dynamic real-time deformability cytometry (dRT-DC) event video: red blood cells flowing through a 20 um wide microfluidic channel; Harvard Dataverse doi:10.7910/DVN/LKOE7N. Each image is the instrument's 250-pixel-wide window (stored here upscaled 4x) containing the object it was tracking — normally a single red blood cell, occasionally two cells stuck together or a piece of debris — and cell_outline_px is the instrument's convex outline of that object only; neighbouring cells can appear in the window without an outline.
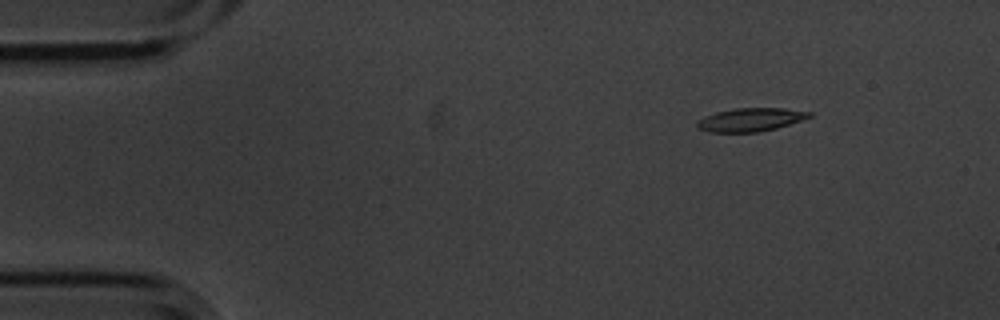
{"species": "common noctule bat (a hibernating species)", "species_latin": "Nyctalus noctula", "temperature_condition": "cold", "stored_images_in_passage": 5, "camera_frame_rate_fps": 3000, "um_per_image_px": 0.085, "animal": {"sex": "male", "body_mass_g": 20.1, "forearm_length_mm": 53.5}, "frame": {"image": 1, "passage_image": 2, "time_ms": 0.333, "image_size_px": [1000, 320], "cell_outline_px": [[812, 116], [776, 128], [760, 132], [708, 132], [696, 128], [696, 120], [704, 116], [716, 112], [736, 108], [784, 108], [812, 112]], "centroid_in_image_um": [63.74, 10.17], "position_along_channel_um": 21.3, "area_um2": 15.32}}
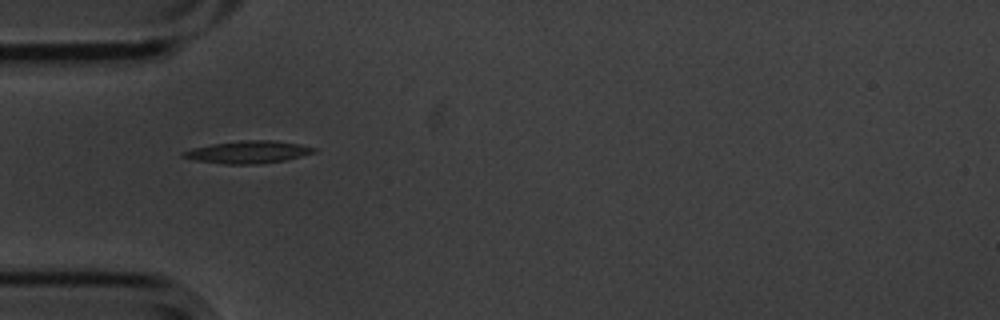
{"frame": {"image": 2, "passage_image": 4, "time_ms": 1.0, "image_size_px": [1000, 320], "cell_outline_px": [[316, 152], [284, 160], [260, 164], [224, 164], [196, 160], [180, 156], [180, 152], [192, 148], [212, 144], [240, 140], [276, 140], [300, 144], [316, 148]], "centroid_in_image_um": [21.06, 12.92], "position_along_channel_um": 63.9, "area_um2": 17.11}}
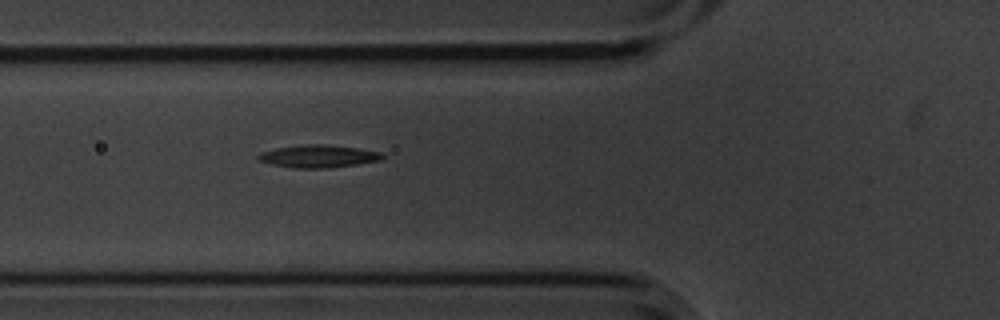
{"frame": {"image": 3, "passage_image": 5, "time_ms": 1.333, "image_size_px": [1000, 320], "cell_outline_px": [[384, 156], [380, 160], [356, 164], [328, 168], [292, 168], [272, 164], [256, 160], [256, 156], [260, 152], [276, 148], [300, 144], [324, 144], [356, 148], [380, 152]], "centroid_in_image_um": [26.98, 13.28], "position_along_channel_um": 98.8, "area_um2": 16.36}}